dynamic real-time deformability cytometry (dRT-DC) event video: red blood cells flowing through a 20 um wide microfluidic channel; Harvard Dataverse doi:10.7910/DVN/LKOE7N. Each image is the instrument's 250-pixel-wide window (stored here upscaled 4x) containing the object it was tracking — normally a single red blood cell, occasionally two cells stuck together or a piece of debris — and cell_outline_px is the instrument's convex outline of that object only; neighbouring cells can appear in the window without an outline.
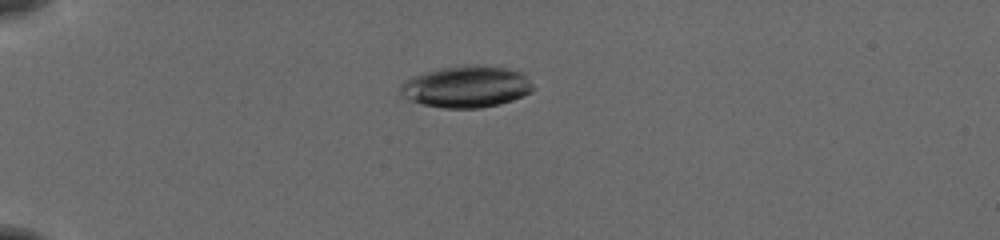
{"species": "common noctule bat (a hibernating species)", "species_latin": "Nyctalus noctula", "temperature_condition": "cold", "stored_images_in_passage": 40, "camera_frame_rate_fps": 3000, "um_per_image_px": 0.085, "animal": {"sex": "female", "body_mass_g": 19.5, "forearm_length_mm": 54.1}, "frame": {"image": 1, "passage_image": 1, "time_ms": 0.0, "image_size_px": [1000, 240], "cell_outline_px": [[536, 88], [532, 92], [512, 100], [500, 104], [480, 108], [444, 108], [424, 104], [408, 100], [400, 96], [400, 88], [404, 80], [412, 76], [424, 72], [440, 68], [480, 64], [484, 64], [504, 68], [520, 72]], "centroid_in_image_um": [39.62, 7.37], "position_along_channel_um": 45.4, "area_um2": 32.25}}
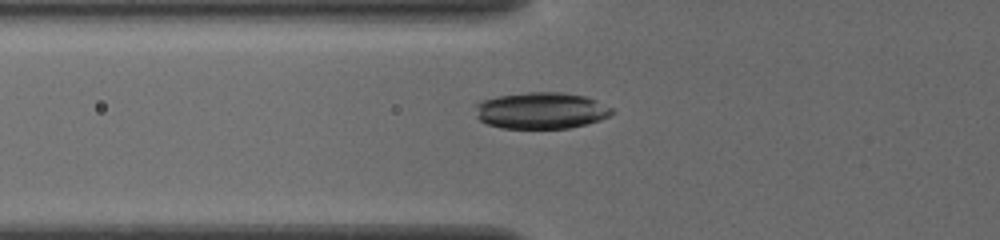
{"frame": {"image": 2, "passage_image": 7, "time_ms": 2.0, "image_size_px": [1000, 240], "cell_outline_px": [[616, 112], [600, 120], [568, 128], [500, 128], [488, 124], [480, 120], [476, 116], [476, 104], [484, 100], [496, 96], [528, 92], [560, 92], [584, 96], [596, 100], [612, 108]], "centroid_in_image_um": [46.0, 9.39], "position_along_channel_um": 79.8, "area_um2": 28.96}}
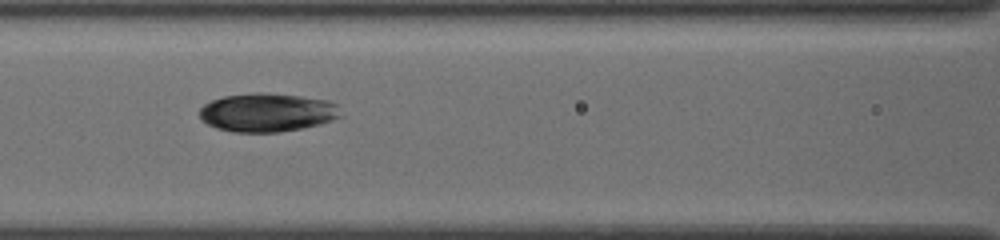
{"frame": {"image": 3, "passage_image": 12, "time_ms": 3.667, "image_size_px": [1000, 240], "cell_outline_px": [[344, 116], [320, 124], [280, 132], [232, 132], [216, 128], [208, 124], [200, 116], [200, 108], [204, 104], [212, 100], [224, 96], [252, 92], [264, 92], [300, 96], [328, 100], [336, 104]], "centroid_in_image_um": [22.73, 9.55], "position_along_channel_um": 143.9, "area_um2": 31.85}}